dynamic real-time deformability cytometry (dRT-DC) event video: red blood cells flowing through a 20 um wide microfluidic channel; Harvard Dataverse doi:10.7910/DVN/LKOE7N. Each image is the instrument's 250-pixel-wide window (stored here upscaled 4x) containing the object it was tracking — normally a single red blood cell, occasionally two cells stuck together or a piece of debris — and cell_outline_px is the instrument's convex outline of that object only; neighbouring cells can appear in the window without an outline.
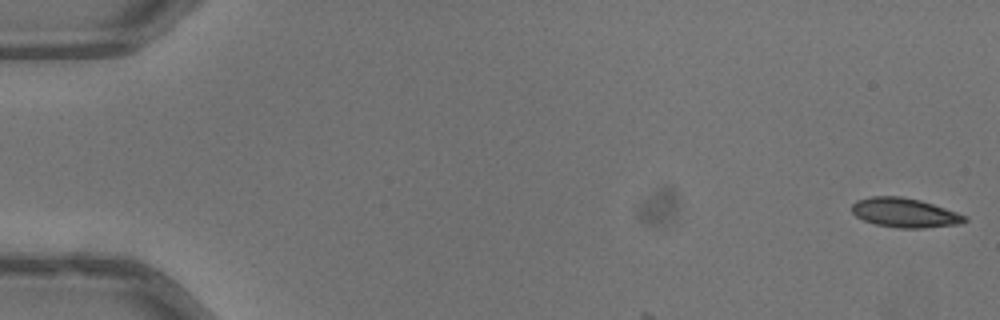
{"species": "common noctule bat (a hibernating species)", "species_latin": "Nyctalus noctula", "temperature_condition": "warm", "stored_images_in_passage": 6, "camera_frame_rate_fps": 3000, "um_per_image_px": 0.085, "animal": {"sex": "male", "body_mass_g": 13.3}, "frame": {"image": 1, "passage_image": 1, "time_ms": 0.0, "image_size_px": [1000, 320], "cell_outline_px": [[968, 220], [960, 224], [924, 228], [896, 228], [876, 224], [864, 220], [856, 216], [852, 212], [852, 204], [856, 200], [872, 196], [900, 196], [920, 200], [968, 216]], "centroid_in_image_um": [76.9, 18.09], "position_along_channel_um": 8.1, "area_um2": 19.31}}